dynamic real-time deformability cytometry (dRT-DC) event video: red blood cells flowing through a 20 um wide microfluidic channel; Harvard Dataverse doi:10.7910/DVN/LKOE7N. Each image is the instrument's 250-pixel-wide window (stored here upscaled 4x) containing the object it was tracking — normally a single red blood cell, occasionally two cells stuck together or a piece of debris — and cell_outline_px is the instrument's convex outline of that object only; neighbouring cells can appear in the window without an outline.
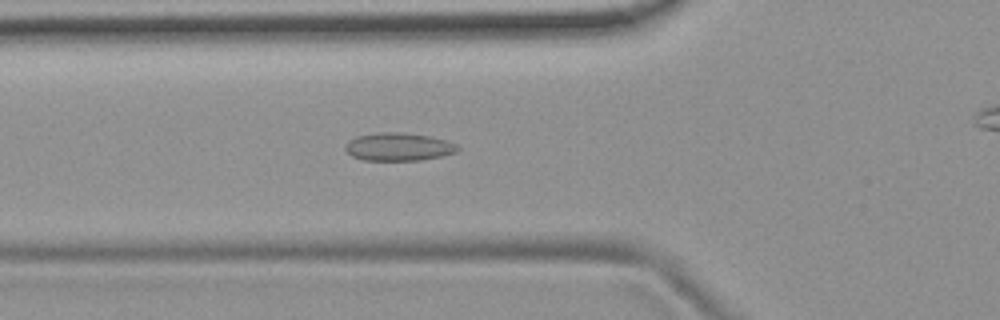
{"species": "common noctule bat (a hibernating species)", "species_latin": "Nyctalus noctula", "temperature_condition": "room temperature", "stored_images_in_passage": 39, "camera_frame_rate_fps": 3000, "um_per_image_px": 0.085, "animal": {"sex": "female", "body_mass_g": 19.9}, "frame": {"image": 1, "passage_image": 11, "time_ms": 3.333, "image_size_px": [1000, 320], "cell_outline_px": [[460, 148], [456, 152], [440, 156], [420, 160], [364, 160], [352, 156], [344, 148], [348, 140], [356, 136], [376, 132], [404, 132], [432, 136], [456, 144]], "centroid_in_image_um": [33.85, 12.46], "position_along_channel_um": 91.9, "area_um2": 18.38}}
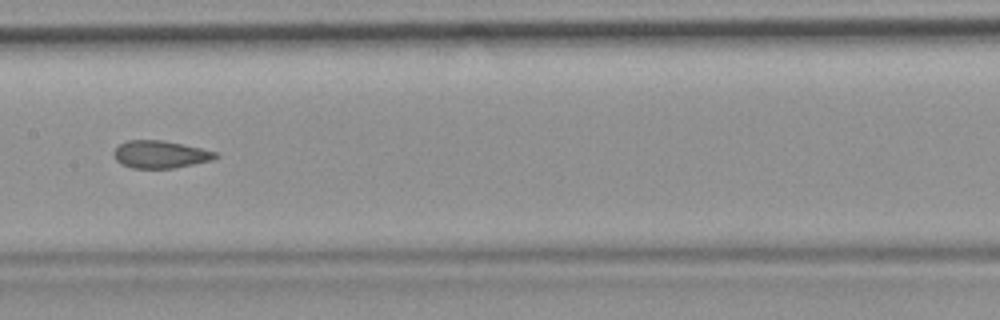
{"frame": {"image": 2, "passage_image": 19, "time_ms": 6.0, "image_size_px": [1000, 320], "cell_outline_px": [[220, 156], [212, 160], [172, 168], [132, 168], [120, 164], [112, 156], [112, 152], [120, 144], [128, 140], [164, 140], [200, 148], [216, 152]], "centroid_in_image_um": [13.58, 13.12], "position_along_channel_um": 193.8, "area_um2": 16.3}}
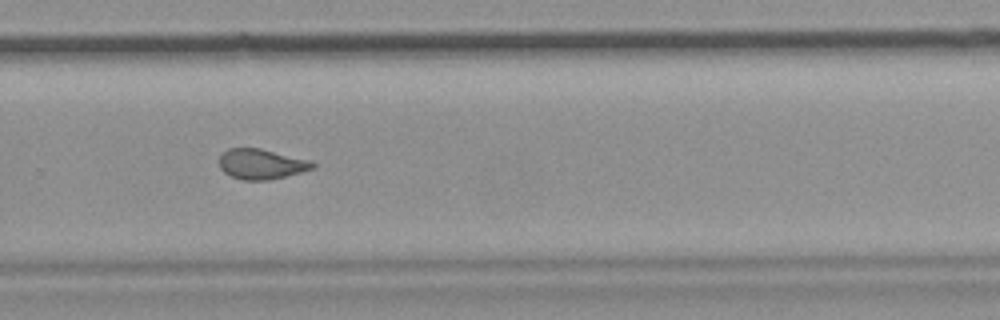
{"frame": {"image": 3, "passage_image": 28, "time_ms": 9.0, "image_size_px": [1000, 320], "cell_outline_px": [[316, 168], [268, 180], [244, 180], [232, 176], [224, 172], [220, 168], [220, 156], [228, 148], [260, 148], [308, 160], [316, 164]], "centroid_in_image_um": [22.21, 13.94], "position_along_channel_um": 307.6, "area_um2": 16.18}}